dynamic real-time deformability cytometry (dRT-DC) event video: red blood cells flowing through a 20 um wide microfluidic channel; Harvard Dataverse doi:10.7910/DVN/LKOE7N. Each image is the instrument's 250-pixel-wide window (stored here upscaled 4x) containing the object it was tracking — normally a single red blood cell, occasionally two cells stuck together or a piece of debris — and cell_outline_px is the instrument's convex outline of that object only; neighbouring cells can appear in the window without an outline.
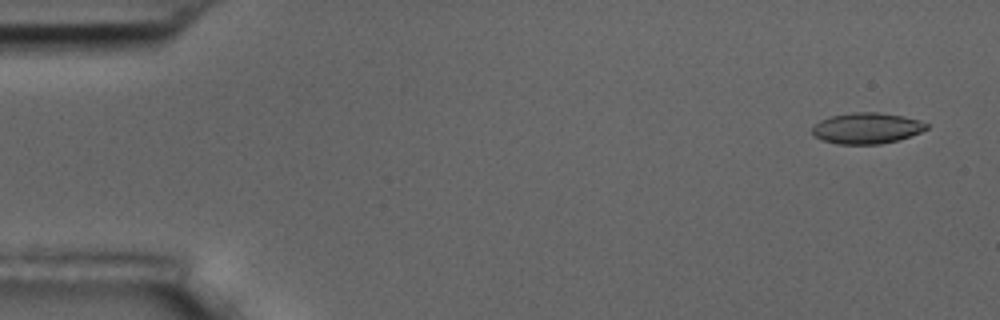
{"species": "common noctule bat (a hibernating species)", "species_latin": "Nyctalus noctula", "temperature_condition": "room temperature", "stored_images_in_passage": 6, "camera_frame_rate_fps": 3000, "um_per_image_px": 0.085, "animal": {"sex": "male", "body_mass_g": 17.5, "forearm_length_mm": 52.3}, "frame": {"image": 1, "passage_image": 1, "time_ms": 0.0, "image_size_px": [1000, 320], "cell_outline_px": [[928, 128], [920, 132], [896, 140], [880, 144], [836, 144], [824, 140], [816, 136], [812, 132], [812, 128], [820, 120], [832, 116], [856, 112], [880, 112], [904, 116], [920, 120], [928, 124]], "centroid_in_image_um": [73.69, 10.89], "position_along_channel_um": 11.3, "area_um2": 20.4}}
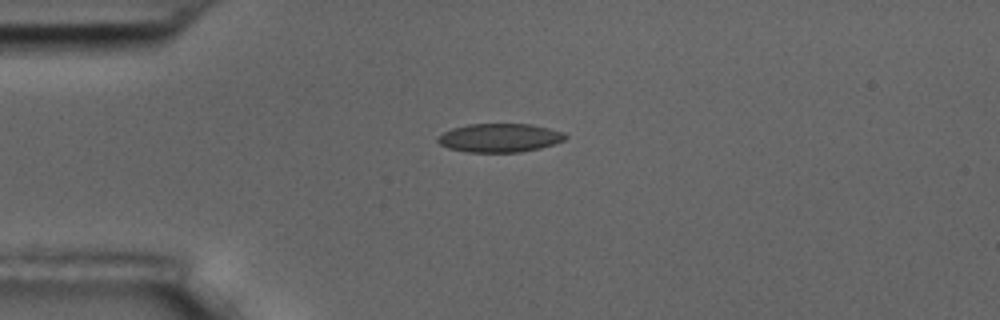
{"frame": {"image": 2, "passage_image": 4, "time_ms": 3.667, "image_size_px": [1000, 320], "cell_outline_px": [[568, 136], [564, 140], [540, 148], [520, 152], [468, 152], [448, 148], [440, 144], [436, 140], [436, 136], [452, 128], [468, 124], [532, 124], [564, 132]], "centroid_in_image_um": [42.45, 11.71], "position_along_channel_um": 42.6, "area_um2": 21.33}}